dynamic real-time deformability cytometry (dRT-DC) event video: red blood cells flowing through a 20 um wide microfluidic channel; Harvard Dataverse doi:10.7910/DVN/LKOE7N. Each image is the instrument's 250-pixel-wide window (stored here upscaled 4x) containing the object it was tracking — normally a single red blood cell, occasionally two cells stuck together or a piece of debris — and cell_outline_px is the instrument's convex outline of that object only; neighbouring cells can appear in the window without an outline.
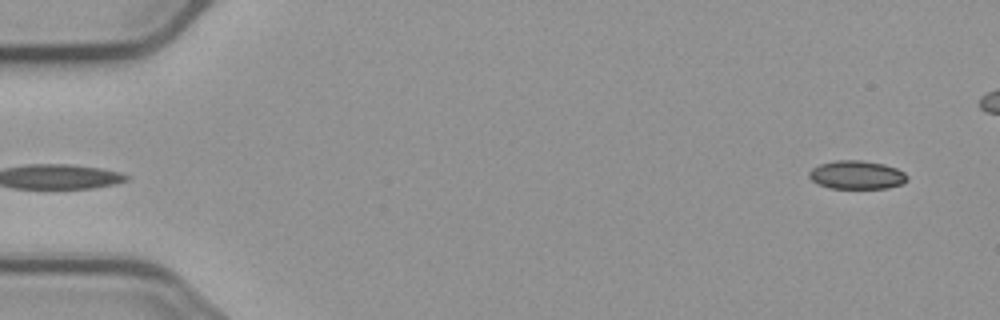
{"species": "common noctule bat (a hibernating species)", "species_latin": "Nyctalus noctula", "temperature_condition": "cold", "stored_images_in_passage": 5, "camera_frame_rate_fps": 3000, "um_per_image_px": 0.085, "animal": {"sex": "male", "body_mass_g": 23.1, "forearm_length_mm": 52.7}, "frame": {"image": 1, "passage_image": 5, "time_ms": 5.667, "image_size_px": [1000, 320], "cell_outline_px": [[908, 180], [904, 184], [888, 188], [828, 188], [812, 180], [808, 176], [808, 172], [812, 168], [820, 164], [836, 160], [860, 160], [884, 164], [896, 168], [904, 172], [908, 176]], "centroid_in_image_um": [72.85, 14.87], "position_along_channel_um": 12.2, "area_um2": 16.36}}